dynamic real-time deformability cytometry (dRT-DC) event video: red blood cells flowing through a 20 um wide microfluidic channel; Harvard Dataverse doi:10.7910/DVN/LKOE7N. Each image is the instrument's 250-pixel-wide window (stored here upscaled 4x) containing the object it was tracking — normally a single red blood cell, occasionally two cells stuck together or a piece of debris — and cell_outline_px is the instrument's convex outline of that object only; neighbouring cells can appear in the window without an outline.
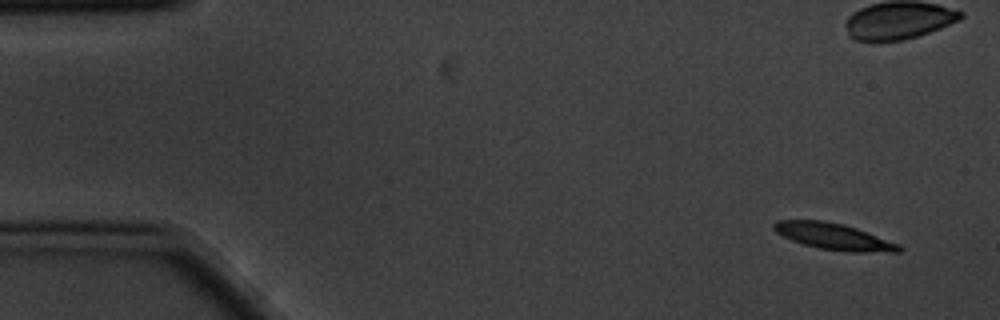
{"species": "common noctule bat (a hibernating species)", "species_latin": "Nyctalus noctula", "temperature_condition": "cold", "stored_images_in_passage": 8, "camera_frame_rate_fps": 3000, "um_per_image_px": 0.085, "animal": {"sex": "male", "body_mass_g": 20.1, "forearm_length_mm": 53.5}, "frame": {"image": 1, "passage_image": 1, "time_ms": 0.0, "image_size_px": [1000, 320], "cell_outline_px": [[904, 248], [900, 252], [848, 252], [820, 248], [804, 244], [792, 240], [776, 232], [772, 228], [772, 224], [776, 220], [824, 220], [844, 224], [868, 232], [900, 244]], "centroid_in_image_um": [70.9, 20.1], "position_along_channel_um": 14.1, "area_um2": 19.36}}